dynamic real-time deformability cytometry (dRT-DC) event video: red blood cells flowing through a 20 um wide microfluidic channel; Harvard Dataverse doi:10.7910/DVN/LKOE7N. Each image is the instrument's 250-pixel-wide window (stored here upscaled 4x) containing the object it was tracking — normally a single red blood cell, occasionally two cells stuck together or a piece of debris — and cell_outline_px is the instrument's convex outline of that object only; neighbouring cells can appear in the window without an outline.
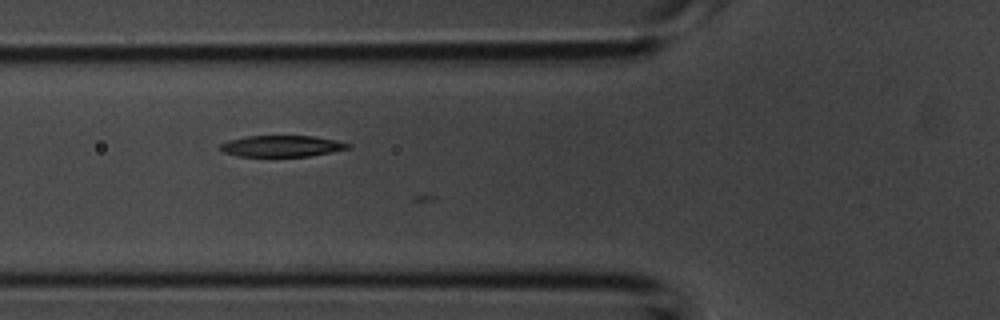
{"species": "common noctule bat (a hibernating species)", "species_latin": "Nyctalus noctula", "temperature_condition": "room temperature", "stored_images_in_passage": 18, "camera_frame_rate_fps": 3000, "um_per_image_px": 0.085, "animal": {"sex": "male", "body_mass_g": 20.1, "forearm_length_mm": 53.5}, "frame": {"image": 1, "passage_image": 12, "time_ms": 3.667, "image_size_px": [1000, 320], "cell_outline_px": [[352, 148], [332, 152], [308, 156], [236, 156], [224, 152], [216, 148], [220, 144], [228, 140], [244, 136], [312, 136], [336, 140], [352, 144]], "centroid_in_image_um": [23.93, 12.41], "position_along_channel_um": 101.9, "area_um2": 16.01}}
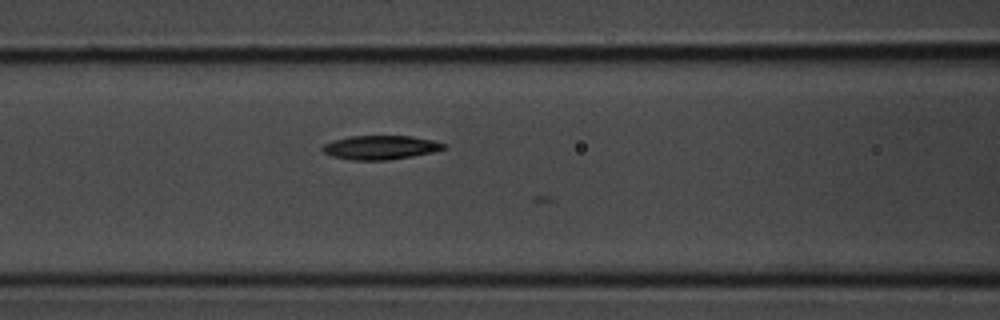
{"frame": {"image": 2, "passage_image": 14, "time_ms": 4.333, "image_size_px": [1000, 320], "cell_outline_px": [[448, 148], [432, 152], [412, 156], [388, 160], [352, 160], [332, 156], [324, 152], [320, 148], [324, 144], [332, 140], [348, 136], [408, 136], [432, 140], [448, 144]], "centroid_in_image_um": [32.34, 12.53], "position_along_channel_um": 134.3, "area_um2": 16.99}}